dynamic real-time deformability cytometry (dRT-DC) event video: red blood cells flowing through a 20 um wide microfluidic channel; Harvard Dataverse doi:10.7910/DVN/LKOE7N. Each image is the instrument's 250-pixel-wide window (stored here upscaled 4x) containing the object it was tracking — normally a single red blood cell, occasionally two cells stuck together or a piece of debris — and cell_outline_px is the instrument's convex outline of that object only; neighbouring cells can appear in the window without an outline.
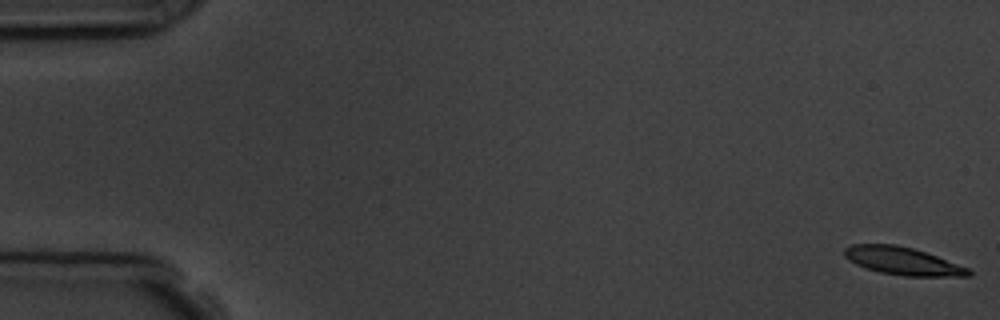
{"species": "common noctule bat (a hibernating species)", "species_latin": "Nyctalus noctula", "temperature_condition": "room temperature", "stored_images_in_passage": 6, "camera_frame_rate_fps": 3000, "um_per_image_px": 0.085, "animal": {"sex": "male", "body_mass_g": 19.5, "forearm_length_mm": 54.6}, "frame": {"image": 1, "passage_image": 1, "time_ms": 0.0, "image_size_px": [1000, 320], "cell_outline_px": [[972, 276], [904, 276], [880, 272], [864, 268], [848, 260], [844, 256], [844, 248], [852, 244], [896, 244], [912, 248], [936, 256], [968, 268], [972, 272]], "centroid_in_image_um": [76.68, 22.19], "position_along_channel_um": 8.3, "area_um2": 20.0}}
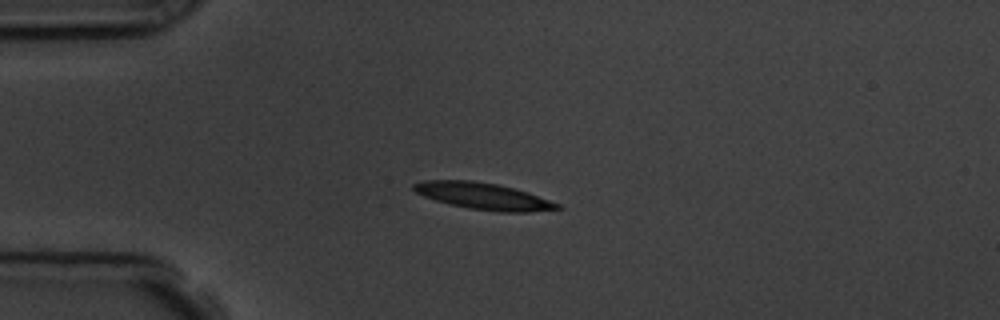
{"frame": {"image": 2, "passage_image": 4, "time_ms": 4.333, "image_size_px": [1000, 320], "cell_outline_px": [[564, 208], [528, 212], [496, 212], [468, 208], [448, 204], [424, 196], [416, 192], [412, 188], [412, 184], [424, 180], [472, 180], [496, 184], [528, 192], [560, 204]], "centroid_in_image_um": [41.08, 16.67], "position_along_channel_um": 43.9, "area_um2": 22.31}}